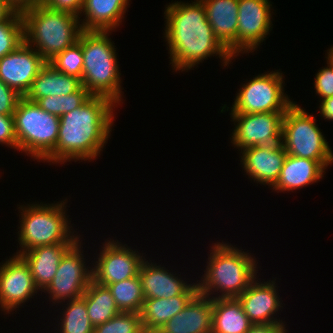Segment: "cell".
Here are the masks:
<instances>
[{
    "label": "cell",
    "mask_w": 333,
    "mask_h": 333,
    "mask_svg": "<svg viewBox=\"0 0 333 333\" xmlns=\"http://www.w3.org/2000/svg\"><path fill=\"white\" fill-rule=\"evenodd\" d=\"M164 19L163 37L174 72L194 70L212 56H218L225 68L233 64L235 58L215 37L200 0L169 2Z\"/></svg>",
    "instance_id": "1"
},
{
    "label": "cell",
    "mask_w": 333,
    "mask_h": 333,
    "mask_svg": "<svg viewBox=\"0 0 333 333\" xmlns=\"http://www.w3.org/2000/svg\"><path fill=\"white\" fill-rule=\"evenodd\" d=\"M116 107L110 98L92 95L82 106L62 115L56 147L43 162L65 165L97 160L111 136Z\"/></svg>",
    "instance_id": "2"
},
{
    "label": "cell",
    "mask_w": 333,
    "mask_h": 333,
    "mask_svg": "<svg viewBox=\"0 0 333 333\" xmlns=\"http://www.w3.org/2000/svg\"><path fill=\"white\" fill-rule=\"evenodd\" d=\"M209 247L204 274L196 280L198 292L211 299L238 297L257 277V259L231 243L217 241Z\"/></svg>",
    "instance_id": "3"
},
{
    "label": "cell",
    "mask_w": 333,
    "mask_h": 333,
    "mask_svg": "<svg viewBox=\"0 0 333 333\" xmlns=\"http://www.w3.org/2000/svg\"><path fill=\"white\" fill-rule=\"evenodd\" d=\"M113 31L82 30L78 41L82 45V86L94 96H105L122 106L123 91ZM110 33V34H109Z\"/></svg>",
    "instance_id": "4"
},
{
    "label": "cell",
    "mask_w": 333,
    "mask_h": 333,
    "mask_svg": "<svg viewBox=\"0 0 333 333\" xmlns=\"http://www.w3.org/2000/svg\"><path fill=\"white\" fill-rule=\"evenodd\" d=\"M67 202L68 199L65 198L51 204L38 201L17 205L20 220L16 241L20 249L17 246L16 255L37 246L76 243L80 239L79 232L73 230L71 218L67 215Z\"/></svg>",
    "instance_id": "5"
},
{
    "label": "cell",
    "mask_w": 333,
    "mask_h": 333,
    "mask_svg": "<svg viewBox=\"0 0 333 333\" xmlns=\"http://www.w3.org/2000/svg\"><path fill=\"white\" fill-rule=\"evenodd\" d=\"M24 41L46 62L78 42L82 31L79 16L48 8L42 3L21 13Z\"/></svg>",
    "instance_id": "6"
},
{
    "label": "cell",
    "mask_w": 333,
    "mask_h": 333,
    "mask_svg": "<svg viewBox=\"0 0 333 333\" xmlns=\"http://www.w3.org/2000/svg\"><path fill=\"white\" fill-rule=\"evenodd\" d=\"M17 151L42 162L56 147L60 117L21 97L13 114Z\"/></svg>",
    "instance_id": "7"
},
{
    "label": "cell",
    "mask_w": 333,
    "mask_h": 333,
    "mask_svg": "<svg viewBox=\"0 0 333 333\" xmlns=\"http://www.w3.org/2000/svg\"><path fill=\"white\" fill-rule=\"evenodd\" d=\"M316 117L295 101L285 112L281 143L287 154L314 161H333V151Z\"/></svg>",
    "instance_id": "8"
},
{
    "label": "cell",
    "mask_w": 333,
    "mask_h": 333,
    "mask_svg": "<svg viewBox=\"0 0 333 333\" xmlns=\"http://www.w3.org/2000/svg\"><path fill=\"white\" fill-rule=\"evenodd\" d=\"M284 80L281 70L265 71L253 76V79H246L236 92L232 107L224 104L220 112L230 108V114L286 112L295 101L285 93Z\"/></svg>",
    "instance_id": "9"
},
{
    "label": "cell",
    "mask_w": 333,
    "mask_h": 333,
    "mask_svg": "<svg viewBox=\"0 0 333 333\" xmlns=\"http://www.w3.org/2000/svg\"><path fill=\"white\" fill-rule=\"evenodd\" d=\"M82 241L80 238L61 258L54 278L43 291L49 294L47 297L53 302L52 306L58 307L59 303L66 300L82 297L93 281V265H86Z\"/></svg>",
    "instance_id": "10"
},
{
    "label": "cell",
    "mask_w": 333,
    "mask_h": 333,
    "mask_svg": "<svg viewBox=\"0 0 333 333\" xmlns=\"http://www.w3.org/2000/svg\"><path fill=\"white\" fill-rule=\"evenodd\" d=\"M102 244L98 256L94 257V262L91 261L93 281L107 287L109 284L127 280L139 274L140 266L146 259L143 256L145 253L131 249V246L113 238L106 239Z\"/></svg>",
    "instance_id": "11"
},
{
    "label": "cell",
    "mask_w": 333,
    "mask_h": 333,
    "mask_svg": "<svg viewBox=\"0 0 333 333\" xmlns=\"http://www.w3.org/2000/svg\"><path fill=\"white\" fill-rule=\"evenodd\" d=\"M285 112L229 114L234 122L231 145L238 151L259 145L279 144Z\"/></svg>",
    "instance_id": "12"
},
{
    "label": "cell",
    "mask_w": 333,
    "mask_h": 333,
    "mask_svg": "<svg viewBox=\"0 0 333 333\" xmlns=\"http://www.w3.org/2000/svg\"><path fill=\"white\" fill-rule=\"evenodd\" d=\"M272 4L270 0H239L237 56L260 49L270 35L274 25Z\"/></svg>",
    "instance_id": "13"
},
{
    "label": "cell",
    "mask_w": 333,
    "mask_h": 333,
    "mask_svg": "<svg viewBox=\"0 0 333 333\" xmlns=\"http://www.w3.org/2000/svg\"><path fill=\"white\" fill-rule=\"evenodd\" d=\"M38 292L30 268L20 255L14 253L0 263V309L5 315L19 310Z\"/></svg>",
    "instance_id": "14"
},
{
    "label": "cell",
    "mask_w": 333,
    "mask_h": 333,
    "mask_svg": "<svg viewBox=\"0 0 333 333\" xmlns=\"http://www.w3.org/2000/svg\"><path fill=\"white\" fill-rule=\"evenodd\" d=\"M258 277L259 275L237 297L245 314L253 324H285L286 321L275 317L284 307L278 293L279 286L275 282L276 277L267 282H261Z\"/></svg>",
    "instance_id": "15"
},
{
    "label": "cell",
    "mask_w": 333,
    "mask_h": 333,
    "mask_svg": "<svg viewBox=\"0 0 333 333\" xmlns=\"http://www.w3.org/2000/svg\"><path fill=\"white\" fill-rule=\"evenodd\" d=\"M46 63L43 57L24 41L0 59V79L24 97Z\"/></svg>",
    "instance_id": "16"
},
{
    "label": "cell",
    "mask_w": 333,
    "mask_h": 333,
    "mask_svg": "<svg viewBox=\"0 0 333 333\" xmlns=\"http://www.w3.org/2000/svg\"><path fill=\"white\" fill-rule=\"evenodd\" d=\"M239 155L245 175L257 184L272 188L279 178L287 152L279 143L243 149Z\"/></svg>",
    "instance_id": "17"
},
{
    "label": "cell",
    "mask_w": 333,
    "mask_h": 333,
    "mask_svg": "<svg viewBox=\"0 0 333 333\" xmlns=\"http://www.w3.org/2000/svg\"><path fill=\"white\" fill-rule=\"evenodd\" d=\"M152 261L154 260H147L146 257L140 266L138 274L145 299H169L181 294H196L198 292L196 281L195 283L186 281V278L183 279L181 273L178 276L172 269L169 270L164 267V264L162 266Z\"/></svg>",
    "instance_id": "18"
},
{
    "label": "cell",
    "mask_w": 333,
    "mask_h": 333,
    "mask_svg": "<svg viewBox=\"0 0 333 333\" xmlns=\"http://www.w3.org/2000/svg\"><path fill=\"white\" fill-rule=\"evenodd\" d=\"M332 163L333 161H314L287 154L272 191L287 193L315 184L322 180Z\"/></svg>",
    "instance_id": "19"
},
{
    "label": "cell",
    "mask_w": 333,
    "mask_h": 333,
    "mask_svg": "<svg viewBox=\"0 0 333 333\" xmlns=\"http://www.w3.org/2000/svg\"><path fill=\"white\" fill-rule=\"evenodd\" d=\"M215 37L237 57V27L239 0H200Z\"/></svg>",
    "instance_id": "20"
},
{
    "label": "cell",
    "mask_w": 333,
    "mask_h": 333,
    "mask_svg": "<svg viewBox=\"0 0 333 333\" xmlns=\"http://www.w3.org/2000/svg\"><path fill=\"white\" fill-rule=\"evenodd\" d=\"M212 299L197 292L157 333H211Z\"/></svg>",
    "instance_id": "21"
},
{
    "label": "cell",
    "mask_w": 333,
    "mask_h": 333,
    "mask_svg": "<svg viewBox=\"0 0 333 333\" xmlns=\"http://www.w3.org/2000/svg\"><path fill=\"white\" fill-rule=\"evenodd\" d=\"M131 0H84L79 14L82 30L113 31L122 25Z\"/></svg>",
    "instance_id": "22"
},
{
    "label": "cell",
    "mask_w": 333,
    "mask_h": 333,
    "mask_svg": "<svg viewBox=\"0 0 333 333\" xmlns=\"http://www.w3.org/2000/svg\"><path fill=\"white\" fill-rule=\"evenodd\" d=\"M74 244L37 246L20 254L29 266L35 285L41 294L54 278L61 258Z\"/></svg>",
    "instance_id": "23"
},
{
    "label": "cell",
    "mask_w": 333,
    "mask_h": 333,
    "mask_svg": "<svg viewBox=\"0 0 333 333\" xmlns=\"http://www.w3.org/2000/svg\"><path fill=\"white\" fill-rule=\"evenodd\" d=\"M82 87L81 79L56 70L48 62L41 68L24 96L36 102L48 96H61L77 92Z\"/></svg>",
    "instance_id": "24"
},
{
    "label": "cell",
    "mask_w": 333,
    "mask_h": 333,
    "mask_svg": "<svg viewBox=\"0 0 333 333\" xmlns=\"http://www.w3.org/2000/svg\"><path fill=\"white\" fill-rule=\"evenodd\" d=\"M195 294H181L169 299H145L140 311L145 333H157L172 317L182 311Z\"/></svg>",
    "instance_id": "25"
},
{
    "label": "cell",
    "mask_w": 333,
    "mask_h": 333,
    "mask_svg": "<svg viewBox=\"0 0 333 333\" xmlns=\"http://www.w3.org/2000/svg\"><path fill=\"white\" fill-rule=\"evenodd\" d=\"M252 325L237 297L212 299L211 333H247Z\"/></svg>",
    "instance_id": "26"
},
{
    "label": "cell",
    "mask_w": 333,
    "mask_h": 333,
    "mask_svg": "<svg viewBox=\"0 0 333 333\" xmlns=\"http://www.w3.org/2000/svg\"><path fill=\"white\" fill-rule=\"evenodd\" d=\"M91 324H103L120 313L111 291L92 281L83 294Z\"/></svg>",
    "instance_id": "27"
},
{
    "label": "cell",
    "mask_w": 333,
    "mask_h": 333,
    "mask_svg": "<svg viewBox=\"0 0 333 333\" xmlns=\"http://www.w3.org/2000/svg\"><path fill=\"white\" fill-rule=\"evenodd\" d=\"M59 304H62L60 310L63 311L57 316L56 327H58H54L56 333H94V326L90 322L86 303L82 297Z\"/></svg>",
    "instance_id": "28"
},
{
    "label": "cell",
    "mask_w": 333,
    "mask_h": 333,
    "mask_svg": "<svg viewBox=\"0 0 333 333\" xmlns=\"http://www.w3.org/2000/svg\"><path fill=\"white\" fill-rule=\"evenodd\" d=\"M120 312L140 313L145 297L139 275L107 286Z\"/></svg>",
    "instance_id": "29"
},
{
    "label": "cell",
    "mask_w": 333,
    "mask_h": 333,
    "mask_svg": "<svg viewBox=\"0 0 333 333\" xmlns=\"http://www.w3.org/2000/svg\"><path fill=\"white\" fill-rule=\"evenodd\" d=\"M92 95L82 86L77 92L61 96H48L35 103L50 114L61 117L82 106Z\"/></svg>",
    "instance_id": "30"
},
{
    "label": "cell",
    "mask_w": 333,
    "mask_h": 333,
    "mask_svg": "<svg viewBox=\"0 0 333 333\" xmlns=\"http://www.w3.org/2000/svg\"><path fill=\"white\" fill-rule=\"evenodd\" d=\"M24 42V23L20 12L0 22V59Z\"/></svg>",
    "instance_id": "31"
},
{
    "label": "cell",
    "mask_w": 333,
    "mask_h": 333,
    "mask_svg": "<svg viewBox=\"0 0 333 333\" xmlns=\"http://www.w3.org/2000/svg\"><path fill=\"white\" fill-rule=\"evenodd\" d=\"M94 333H145L140 313L120 312L94 327Z\"/></svg>",
    "instance_id": "32"
},
{
    "label": "cell",
    "mask_w": 333,
    "mask_h": 333,
    "mask_svg": "<svg viewBox=\"0 0 333 333\" xmlns=\"http://www.w3.org/2000/svg\"><path fill=\"white\" fill-rule=\"evenodd\" d=\"M48 63L62 73L82 79L83 52L81 43L78 41L73 46L66 48Z\"/></svg>",
    "instance_id": "33"
},
{
    "label": "cell",
    "mask_w": 333,
    "mask_h": 333,
    "mask_svg": "<svg viewBox=\"0 0 333 333\" xmlns=\"http://www.w3.org/2000/svg\"><path fill=\"white\" fill-rule=\"evenodd\" d=\"M327 66L322 67L315 74L314 89L319 100L333 97V64L326 58Z\"/></svg>",
    "instance_id": "34"
},
{
    "label": "cell",
    "mask_w": 333,
    "mask_h": 333,
    "mask_svg": "<svg viewBox=\"0 0 333 333\" xmlns=\"http://www.w3.org/2000/svg\"><path fill=\"white\" fill-rule=\"evenodd\" d=\"M21 97L0 79V115L13 116Z\"/></svg>",
    "instance_id": "35"
},
{
    "label": "cell",
    "mask_w": 333,
    "mask_h": 333,
    "mask_svg": "<svg viewBox=\"0 0 333 333\" xmlns=\"http://www.w3.org/2000/svg\"><path fill=\"white\" fill-rule=\"evenodd\" d=\"M0 144L17 151L13 116L0 115Z\"/></svg>",
    "instance_id": "36"
},
{
    "label": "cell",
    "mask_w": 333,
    "mask_h": 333,
    "mask_svg": "<svg viewBox=\"0 0 333 333\" xmlns=\"http://www.w3.org/2000/svg\"><path fill=\"white\" fill-rule=\"evenodd\" d=\"M42 4L48 8L69 12L79 16L84 0H42Z\"/></svg>",
    "instance_id": "37"
},
{
    "label": "cell",
    "mask_w": 333,
    "mask_h": 333,
    "mask_svg": "<svg viewBox=\"0 0 333 333\" xmlns=\"http://www.w3.org/2000/svg\"><path fill=\"white\" fill-rule=\"evenodd\" d=\"M287 324H253L247 333H288Z\"/></svg>",
    "instance_id": "38"
},
{
    "label": "cell",
    "mask_w": 333,
    "mask_h": 333,
    "mask_svg": "<svg viewBox=\"0 0 333 333\" xmlns=\"http://www.w3.org/2000/svg\"><path fill=\"white\" fill-rule=\"evenodd\" d=\"M5 1L15 12H20V13L42 3V0H5Z\"/></svg>",
    "instance_id": "39"
},
{
    "label": "cell",
    "mask_w": 333,
    "mask_h": 333,
    "mask_svg": "<svg viewBox=\"0 0 333 333\" xmlns=\"http://www.w3.org/2000/svg\"><path fill=\"white\" fill-rule=\"evenodd\" d=\"M319 114L322 118L328 121H333V97L319 100Z\"/></svg>",
    "instance_id": "40"
},
{
    "label": "cell",
    "mask_w": 333,
    "mask_h": 333,
    "mask_svg": "<svg viewBox=\"0 0 333 333\" xmlns=\"http://www.w3.org/2000/svg\"><path fill=\"white\" fill-rule=\"evenodd\" d=\"M13 12L14 10L5 0H0V22L6 20Z\"/></svg>",
    "instance_id": "41"
},
{
    "label": "cell",
    "mask_w": 333,
    "mask_h": 333,
    "mask_svg": "<svg viewBox=\"0 0 333 333\" xmlns=\"http://www.w3.org/2000/svg\"><path fill=\"white\" fill-rule=\"evenodd\" d=\"M327 54H325V58H328L330 60V62L333 64V46L328 49L327 51Z\"/></svg>",
    "instance_id": "42"
}]
</instances>
